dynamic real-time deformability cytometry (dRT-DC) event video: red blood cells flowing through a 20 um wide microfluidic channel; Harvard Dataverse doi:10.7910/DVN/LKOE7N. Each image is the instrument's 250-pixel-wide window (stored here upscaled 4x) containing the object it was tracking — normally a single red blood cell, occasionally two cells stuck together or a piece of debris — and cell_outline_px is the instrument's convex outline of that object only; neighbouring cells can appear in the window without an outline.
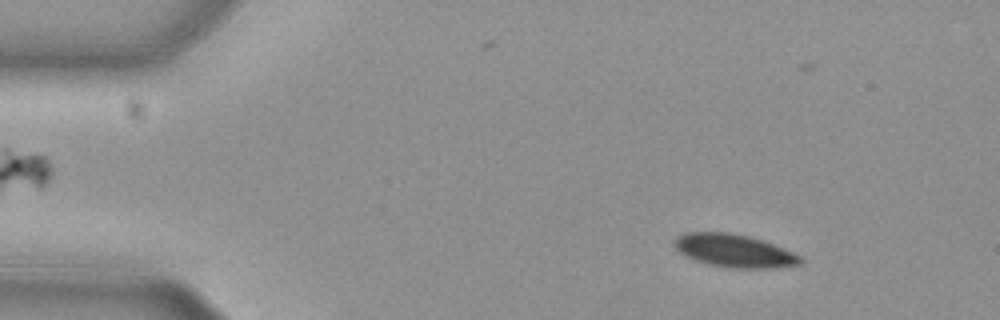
{"species": "common noctule bat (a hibernating species)", "species_latin": "Nyctalus noctula", "temperature_condition": "cold", "stored_images_in_passage": 17, "camera_frame_rate_fps": 3000, "um_per_image_px": 0.085, "animal": {"sex": "female", "body_mass_g": 29.2, "forearm_length_mm": 56.3}, "frame": {"image": 1, "passage_image": 7, "time_ms": 2.0, "image_size_px": [1000, 320], "cell_outline_px": [[804, 260], [800, 264], [776, 268], [728, 268], [708, 264], [696, 260], [680, 252], [676, 248], [676, 236], [684, 232], [732, 232], [764, 240], [792, 252], [800, 256]], "centroid_in_image_um": [62.43, 21.31], "position_along_channel_um": 22.6, "area_um2": 24.16}}
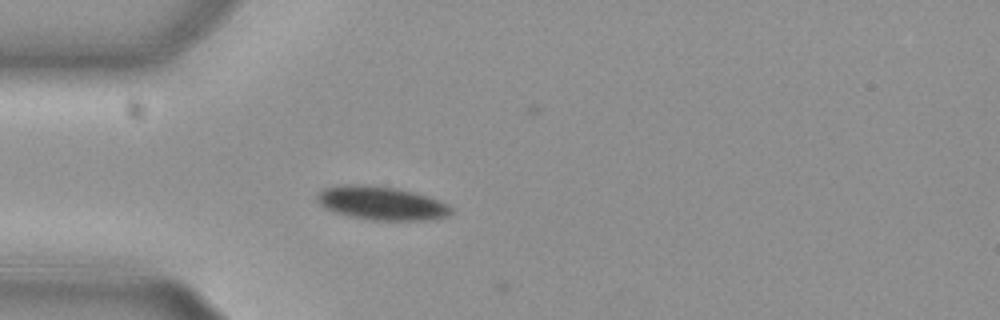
{"frame": {"image": 2, "passage_image": 15, "time_ms": 4.667, "image_size_px": [1000, 320], "cell_outline_px": [[452, 212], [448, 216], [428, 220], [372, 220], [348, 216], [332, 212], [324, 208], [316, 200], [316, 192], [324, 188], [348, 184], [396, 188], [428, 196], [440, 200], [448, 204], [452, 208]], "centroid_in_image_um": [32.4, 17.28], "position_along_channel_um": 52.6, "area_um2": 26.24}}